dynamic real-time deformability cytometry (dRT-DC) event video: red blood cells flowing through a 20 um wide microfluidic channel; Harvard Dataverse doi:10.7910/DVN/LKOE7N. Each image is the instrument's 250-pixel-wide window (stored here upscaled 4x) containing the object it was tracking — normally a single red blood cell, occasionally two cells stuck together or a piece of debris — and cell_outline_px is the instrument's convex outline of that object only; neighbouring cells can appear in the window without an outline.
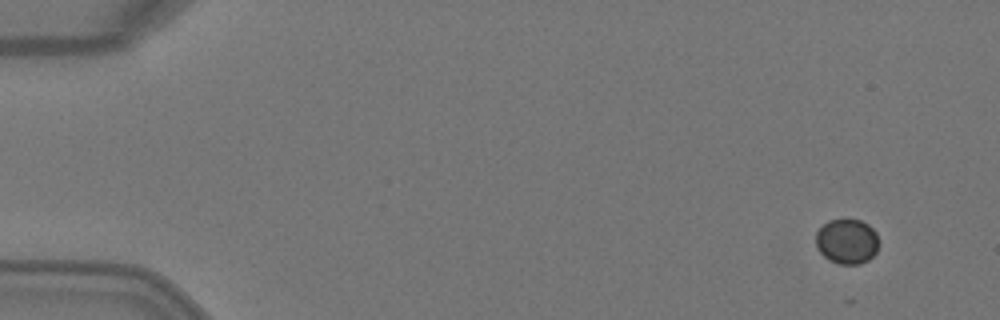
{"species": "Egyptian fruit bat (a non-hibernating species)", "species_latin": "Rousettus aegyptiacus", "temperature_condition": "warm", "stored_images_in_passage": 7, "camera_frame_rate_fps": 3000, "um_per_image_px": 0.085, "animal": {"sex": "female"}, "frame": {"image": 1, "passage_image": 1, "time_ms": 0.0, "image_size_px": [1000, 320], "cell_outline_px": [[880, 244], [876, 252], [868, 260], [860, 264], [840, 264], [828, 260], [820, 252], [816, 244], [816, 232], [828, 220], [844, 216], [860, 220], [868, 224], [876, 232]], "centroid_in_image_um": [72.0, 20.47], "position_along_channel_um": 13.0, "area_um2": 17.05}}
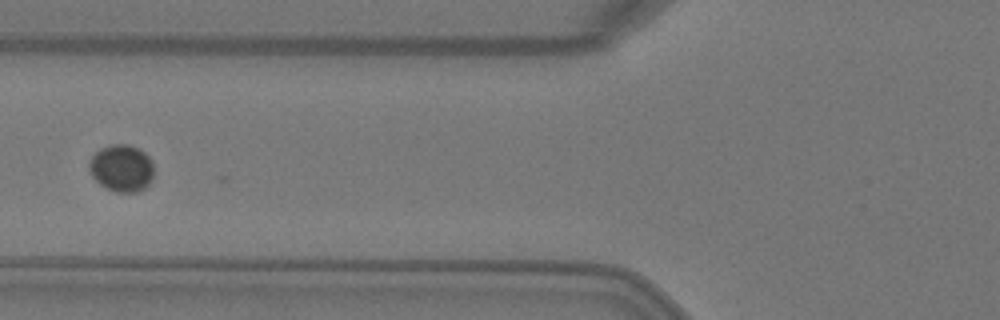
{"frame": {"image": 2, "passage_image": 6, "time_ms": 1.667, "image_size_px": [1000, 320], "cell_outline_px": [[152, 180], [144, 188], [136, 192], [116, 192], [100, 184], [92, 176], [88, 168], [88, 164], [92, 156], [100, 148], [108, 144], [128, 144], [140, 148], [152, 160]], "centroid_in_image_um": [10.33, 14.27], "position_along_channel_um": 115.5, "area_um2": 17.8}}
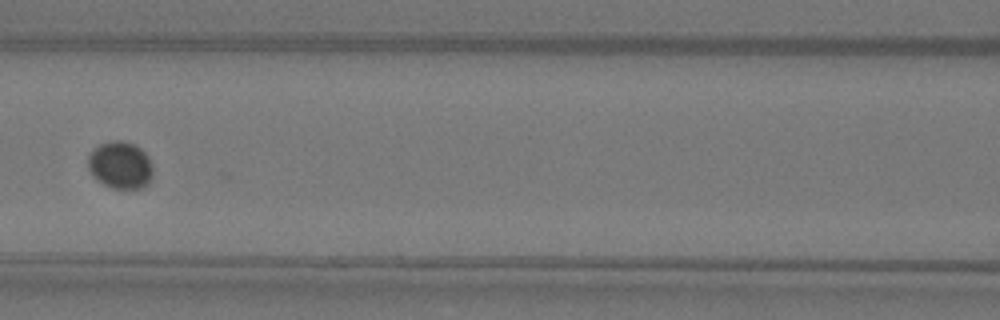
{"frame": {"image": 3, "passage_image": 7, "time_ms": 2.0, "image_size_px": [1000, 320], "cell_outline_px": [[152, 176], [148, 184], [144, 188], [112, 188], [104, 184], [88, 168], [88, 156], [100, 144], [112, 140], [124, 140], [136, 144], [148, 156], [152, 164]], "centroid_in_image_um": [10.27, 14.01], "position_along_channel_um": 156.3, "area_um2": 17.74}}